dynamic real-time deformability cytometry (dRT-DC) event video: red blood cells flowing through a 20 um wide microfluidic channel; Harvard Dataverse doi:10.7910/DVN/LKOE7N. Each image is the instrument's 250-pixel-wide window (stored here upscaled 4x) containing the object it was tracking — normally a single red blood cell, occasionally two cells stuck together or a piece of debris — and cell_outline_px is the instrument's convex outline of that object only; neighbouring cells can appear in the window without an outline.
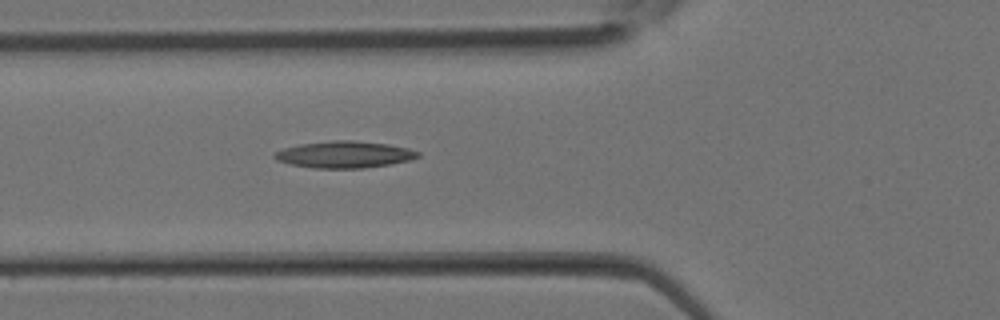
{"species": "Egyptian fruit bat (a non-hibernating species)", "species_latin": "Rousettus aegyptiacus", "temperature_condition": "room temperature", "stored_images_in_passage": 20, "camera_frame_rate_fps": 3000, "um_per_image_px": 0.085, "animal": {"sex": "female"}, "frame": {"image": 1, "passage_image": 12, "time_ms": 3.667, "image_size_px": [1000, 320], "cell_outline_px": [[420, 156], [408, 160], [392, 164], [364, 168], [316, 168], [292, 164], [276, 160], [272, 156], [276, 152], [284, 148], [300, 144], [332, 140], [352, 140], [388, 144], [408, 148], [420, 152]], "centroid_in_image_um": [29.29, 13.13], "position_along_channel_um": 96.5, "area_um2": 22.25}}
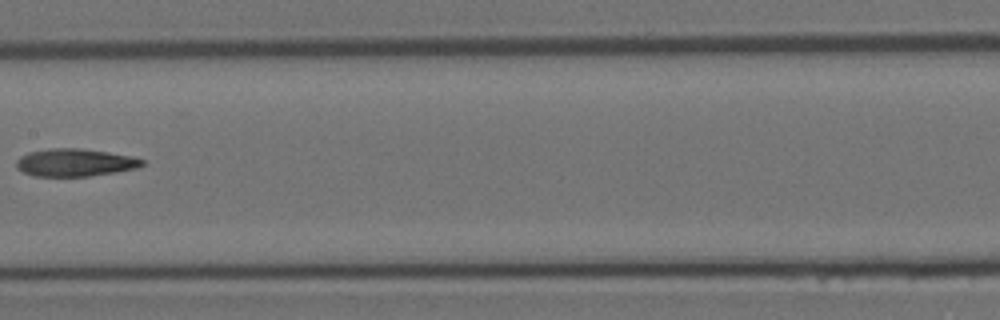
{"frame": {"image": 2, "passage_image": 17, "time_ms": 5.333, "image_size_px": [1000, 320], "cell_outline_px": [[144, 164], [136, 168], [116, 172], [88, 176], [32, 176], [16, 168], [16, 160], [20, 156], [28, 152], [48, 148], [80, 148], [108, 152], [132, 156], [144, 160]], "centroid_in_image_um": [6.34, 13.81], "position_along_channel_um": 201.1, "area_um2": 20.35}}
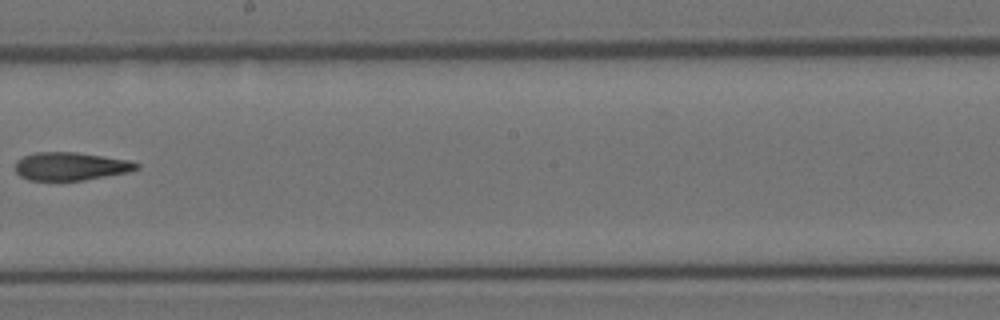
{"frame": {"image": 3, "passage_image": 19, "time_ms": 6.0, "image_size_px": [1000, 320], "cell_outline_px": [[140, 168], [128, 172], [84, 180], [28, 180], [20, 176], [16, 172], [16, 160], [24, 156], [36, 152], [76, 152], [132, 160], [140, 164]], "centroid_in_image_um": [6.04, 14.13], "position_along_channel_um": 242.2, "area_um2": 19.94}}